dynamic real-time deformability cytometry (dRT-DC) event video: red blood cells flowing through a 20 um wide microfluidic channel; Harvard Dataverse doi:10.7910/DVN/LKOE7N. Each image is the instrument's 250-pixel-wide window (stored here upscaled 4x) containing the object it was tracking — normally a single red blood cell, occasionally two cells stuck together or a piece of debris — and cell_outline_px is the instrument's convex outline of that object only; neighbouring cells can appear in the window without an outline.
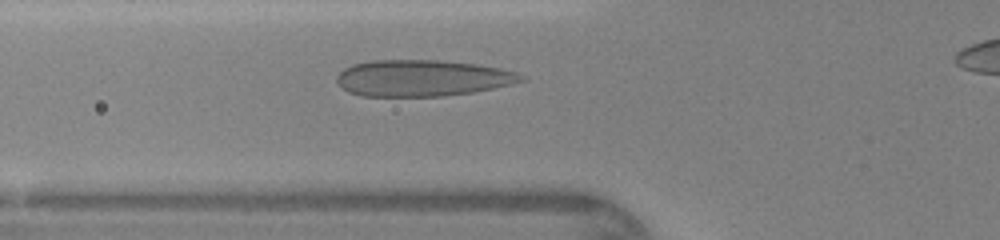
{"species": "human", "species_latin": "Homo sapiens", "temperature_condition": "warm", "stored_images_in_passage": 36, "camera_frame_rate_fps": 3000, "um_per_image_px": 0.085, "donor": {"sex": "female"}, "frame": {"image": 1, "passage_image": 10, "time_ms": 3.0, "image_size_px": [1000, 240], "cell_outline_px": [[528, 80], [512, 84], [472, 92], [444, 96], [360, 96], [348, 92], [336, 80], [336, 76], [344, 68], [352, 64], [372, 60], [444, 60], [476, 64], [500, 68], [516, 72], [524, 76]], "centroid_in_image_um": [35.9, 6.63], "position_along_channel_um": 89.9, "area_um2": 39.25}}
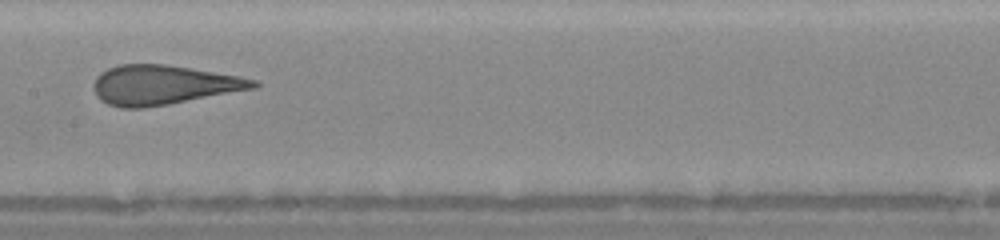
{"frame": {"image": 2, "passage_image": 17, "time_ms": 5.333, "image_size_px": [1000, 240], "cell_outline_px": [[260, 84], [256, 88], [168, 104], [144, 108], [120, 108], [108, 104], [100, 100], [96, 92], [96, 80], [100, 72], [108, 68], [120, 64], [164, 64], [240, 76], [256, 80]], "centroid_in_image_um": [13.9, 7.22], "position_along_channel_um": 193.5, "area_um2": 36.36}}
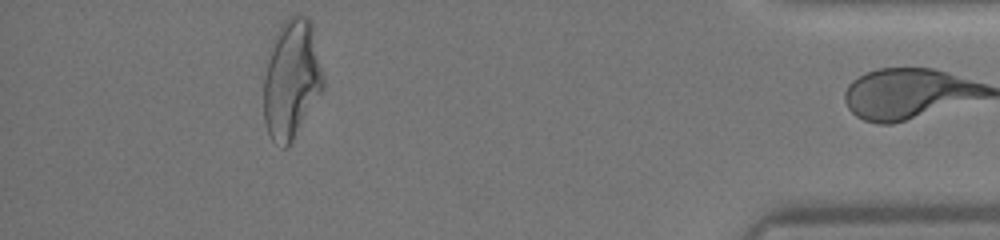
{"frame": {"image": 3, "passage_image": 35, "time_ms": 11.333, "image_size_px": [1000, 240], "cell_outline_px": [[324, 92], [288, 148], [284, 148], [276, 144], [272, 140], [268, 132], [264, 120], [264, 76], [272, 40], [276, 32], [284, 20], [288, 16], [296, 12], [308, 16], [312, 20], [324, 76]], "centroid_in_image_um": [24.82, 6.71], "position_along_channel_um": 410.4, "area_um2": 42.48}}